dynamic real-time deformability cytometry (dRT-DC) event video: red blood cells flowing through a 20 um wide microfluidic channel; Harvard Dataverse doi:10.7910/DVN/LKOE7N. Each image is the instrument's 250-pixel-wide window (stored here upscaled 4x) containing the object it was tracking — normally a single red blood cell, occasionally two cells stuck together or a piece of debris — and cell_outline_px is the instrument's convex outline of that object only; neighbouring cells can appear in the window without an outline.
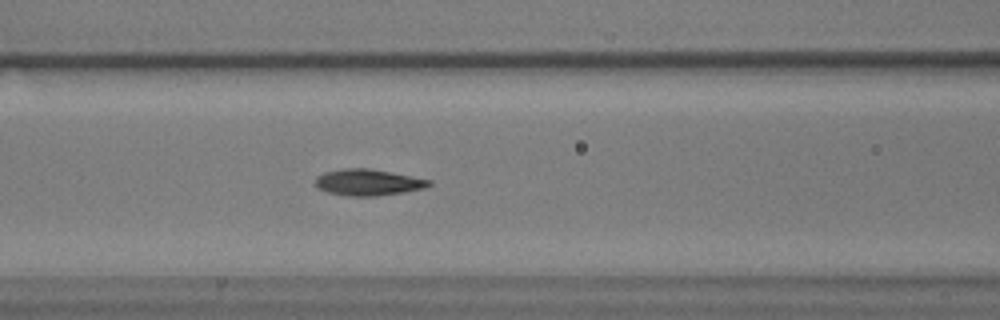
{"species": "common noctule bat (a hibernating species)", "species_latin": "Nyctalus noctula", "temperature_condition": "warm", "stored_images_in_passage": 9, "camera_frame_rate_fps": 3000, "um_per_image_px": 0.085, "animal": {"sex": "male", "body_mass_g": 17.9}, "frame": {"image": 1, "passage_image": 6, "time_ms": 1.667, "image_size_px": [1000, 320], "cell_outline_px": [[432, 184], [424, 188], [404, 192], [376, 196], [348, 196], [328, 192], [316, 188], [316, 176], [324, 172], [340, 168], [368, 168], [392, 172], [432, 180]], "centroid_in_image_um": [31.28, 15.49], "position_along_channel_um": 135.3, "area_um2": 17.57}}